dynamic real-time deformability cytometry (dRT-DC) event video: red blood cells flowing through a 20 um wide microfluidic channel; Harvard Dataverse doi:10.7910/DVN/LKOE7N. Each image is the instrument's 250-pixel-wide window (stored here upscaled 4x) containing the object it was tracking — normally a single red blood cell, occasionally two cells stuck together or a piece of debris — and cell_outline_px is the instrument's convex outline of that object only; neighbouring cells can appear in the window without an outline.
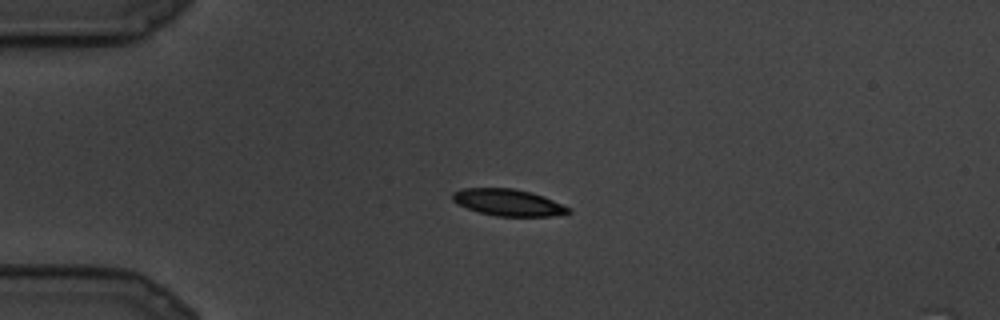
{"species": "common noctule bat (a hibernating species)", "species_latin": "Nyctalus noctula", "temperature_condition": "cold", "stored_images_in_passage": 9, "camera_frame_rate_fps": 3000, "um_per_image_px": 0.085, "animal": {"sex": "male", "body_mass_g": 19.5, "forearm_length_mm": 54.6}, "frame": {"image": 1, "passage_image": 6, "time_ms": 1.667, "image_size_px": [1000, 320], "cell_outline_px": [[572, 212], [552, 216], [496, 216], [480, 212], [456, 204], [452, 200], [452, 192], [460, 188], [512, 188], [532, 192], [544, 196], [572, 208]], "centroid_in_image_um": [43.2, 17.2], "position_along_channel_um": 41.8, "area_um2": 18.21}}
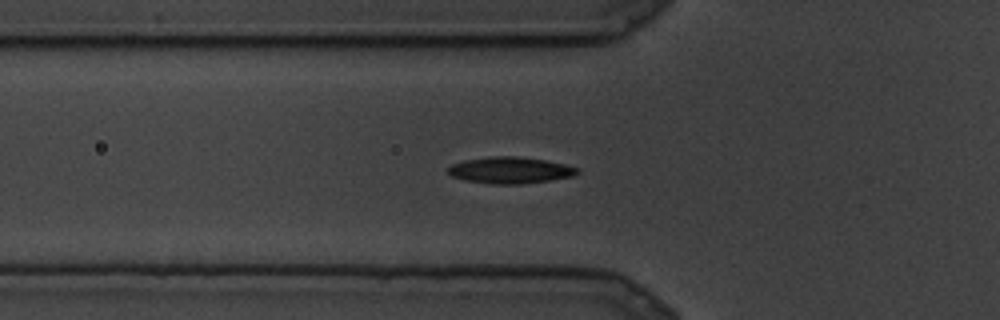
{"frame": {"image": 2, "passage_image": 9, "time_ms": 2.667, "image_size_px": [1000, 320], "cell_outline_px": [[580, 172], [572, 176], [548, 180], [520, 184], [492, 184], [464, 180], [452, 176], [448, 172], [448, 168], [452, 164], [464, 160], [492, 156], [516, 156], [544, 160], [564, 164], [580, 168]], "centroid_in_image_um": [43.36, 14.46], "position_along_channel_um": 82.4, "area_um2": 19.83}}